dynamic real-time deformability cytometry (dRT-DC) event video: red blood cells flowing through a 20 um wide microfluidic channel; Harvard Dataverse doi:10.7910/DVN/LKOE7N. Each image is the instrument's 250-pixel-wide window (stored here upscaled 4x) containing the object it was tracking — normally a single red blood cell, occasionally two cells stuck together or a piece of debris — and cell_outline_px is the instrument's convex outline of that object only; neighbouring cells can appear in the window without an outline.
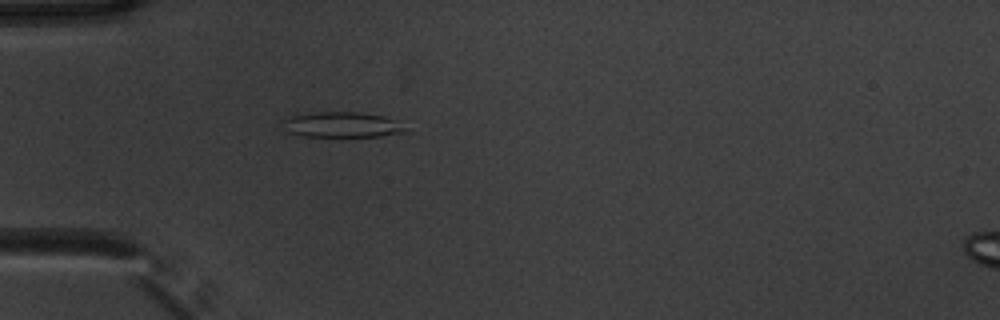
{"species": "common noctule bat (a hibernating species)", "species_latin": "Nyctalus noctula", "temperature_condition": "warm", "stored_images_in_passage": 49, "camera_frame_rate_fps": 3000, "um_per_image_px": 0.085, "animal": {"sex": "male", "body_mass_g": 20.1, "forearm_length_mm": 53.5}, "frame": {"image": 1, "passage_image": 12, "time_ms": 3.667, "image_size_px": [1000, 320], "cell_outline_px": [[404, 132], [380, 136], [340, 140], [300, 136], [288, 132], [284, 120], [284, 116], [296, 112], [356, 112], [384, 116], [392, 120], [404, 128]], "centroid_in_image_um": [28.92, 10.64], "position_along_channel_um": 56.1, "area_um2": 19.19}}
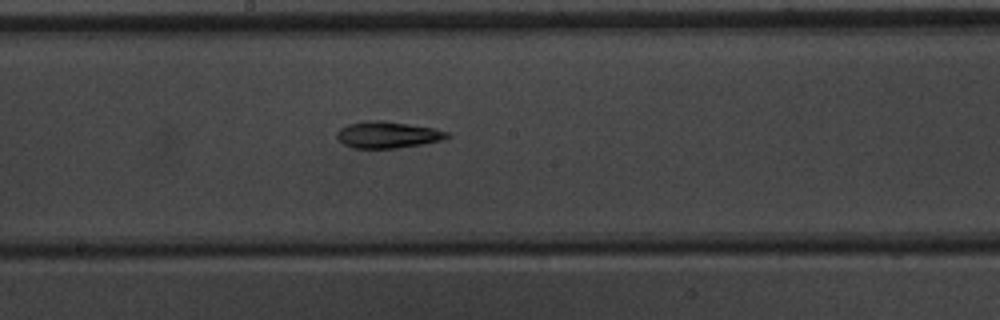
{"frame": {"image": 2, "passage_image": 25, "time_ms": 8.0, "image_size_px": [1000, 320], "cell_outline_px": [[452, 136], [444, 140], [424, 144], [396, 148], [352, 148], [344, 144], [336, 136], [336, 132], [340, 128], [348, 124], [364, 120], [384, 120], [436, 128], [448, 132]], "centroid_in_image_um": [32.99, 11.44], "position_along_channel_um": 215.2, "area_um2": 17.4}}
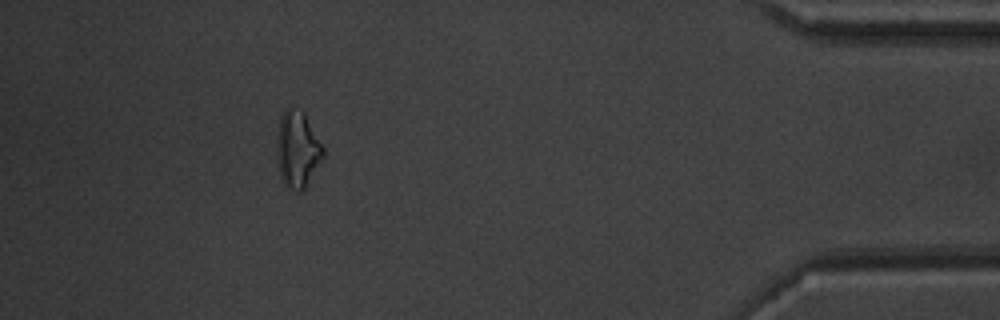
{"frame": {"image": 3, "passage_image": 44, "time_ms": 14.333, "image_size_px": [1000, 320], "cell_outline_px": [[324, 156], [304, 188], [300, 192], [296, 192], [288, 188], [284, 184], [280, 176], [276, 156], [276, 136], [280, 116], [284, 108], [292, 108], [304, 112], [324, 148]], "centroid_in_image_um": [25.25, 12.69], "position_along_channel_um": 409.9, "area_um2": 20.81}, "authors_computed_cell_mechanics": {"area_um2": 17.2822, "velocity_mm_per_s": 3.8571, "shape_relaxation_time_tau1_ms": 7.3254, "shape_relaxation_time_tau2_ms": 4.9136, "deformation_change_tau1": 0.1744, "deformation_change_tau2": 0.1461}}